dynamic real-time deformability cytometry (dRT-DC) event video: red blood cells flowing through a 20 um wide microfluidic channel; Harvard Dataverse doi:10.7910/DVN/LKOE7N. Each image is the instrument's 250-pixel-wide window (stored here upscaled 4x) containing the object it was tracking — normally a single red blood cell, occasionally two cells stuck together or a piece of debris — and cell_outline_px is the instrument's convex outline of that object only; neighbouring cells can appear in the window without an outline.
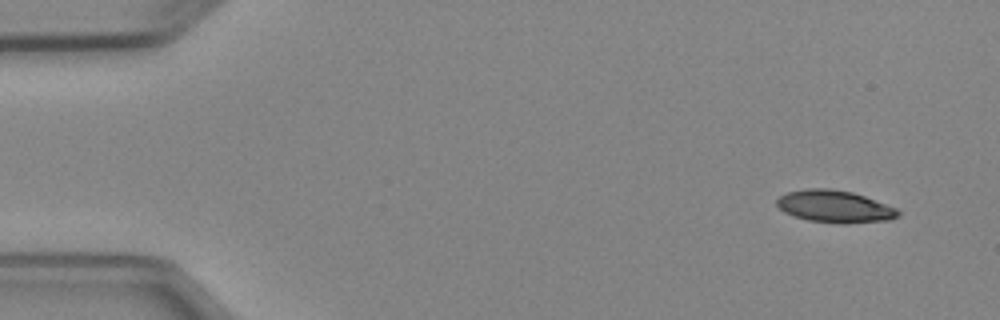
{"species": "Egyptian fruit bat (a non-hibernating species)", "species_latin": "Rousettus aegyptiacus", "temperature_condition": "cold", "stored_images_in_passage": 5, "camera_frame_rate_fps": 3000, "um_per_image_px": 0.085, "animal": {"sex": "female"}, "frame": {"image": 1, "passage_image": 1, "time_ms": 0.0, "image_size_px": [1000, 320], "cell_outline_px": [[900, 216], [892, 220], [848, 224], [844, 224], [808, 220], [784, 212], [776, 204], [776, 200], [780, 196], [788, 192], [804, 188], [828, 188], [852, 192], [864, 196], [896, 208], [900, 212]], "centroid_in_image_um": [70.97, 17.56], "position_along_channel_um": 14.0, "area_um2": 22.83}}
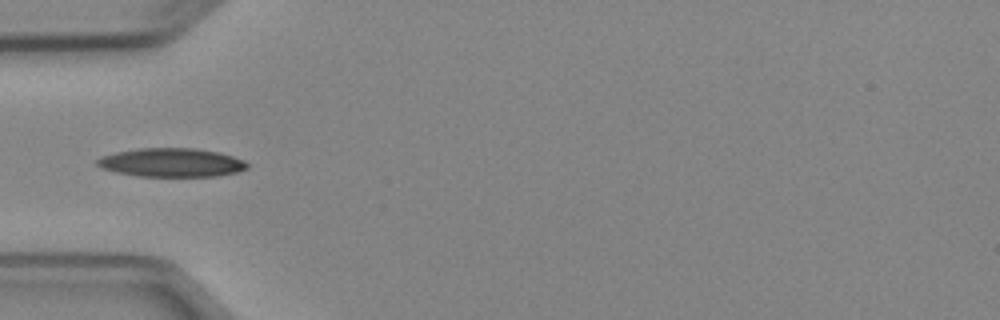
{"frame": {"image": 2, "passage_image": 4, "time_ms": 4.333, "image_size_px": [1000, 320], "cell_outline_px": [[248, 168], [236, 172], [216, 176], [136, 176], [116, 172], [100, 168], [96, 164], [96, 160], [100, 156], [116, 152], [140, 148], [196, 148], [216, 152], [232, 156], [244, 160], [248, 164]], "centroid_in_image_um": [14.54, 13.81], "position_along_channel_um": 70.5, "area_um2": 25.09}}
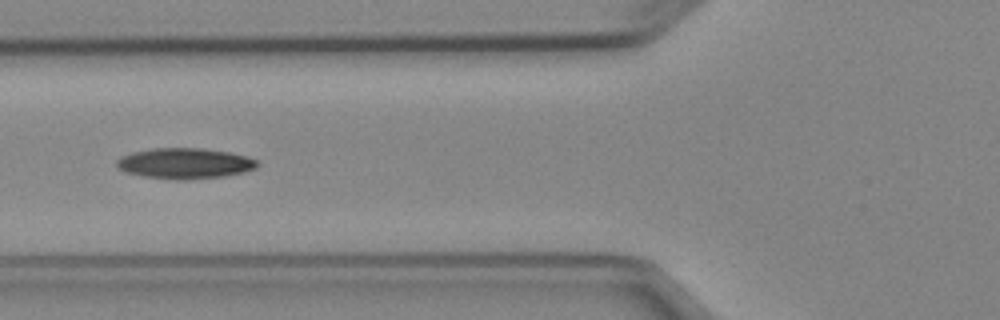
{"frame": {"image": 3, "passage_image": 5, "time_ms": 5.333, "image_size_px": [1000, 320], "cell_outline_px": [[260, 164], [256, 168], [244, 172], [224, 176], [184, 180], [176, 180], [144, 176], [124, 172], [116, 164], [116, 160], [120, 156], [132, 152], [152, 148], [200, 148], [228, 152], [248, 156], [256, 160]], "centroid_in_image_um": [15.71, 13.88], "position_along_channel_um": 110.1, "area_um2": 25.2}}